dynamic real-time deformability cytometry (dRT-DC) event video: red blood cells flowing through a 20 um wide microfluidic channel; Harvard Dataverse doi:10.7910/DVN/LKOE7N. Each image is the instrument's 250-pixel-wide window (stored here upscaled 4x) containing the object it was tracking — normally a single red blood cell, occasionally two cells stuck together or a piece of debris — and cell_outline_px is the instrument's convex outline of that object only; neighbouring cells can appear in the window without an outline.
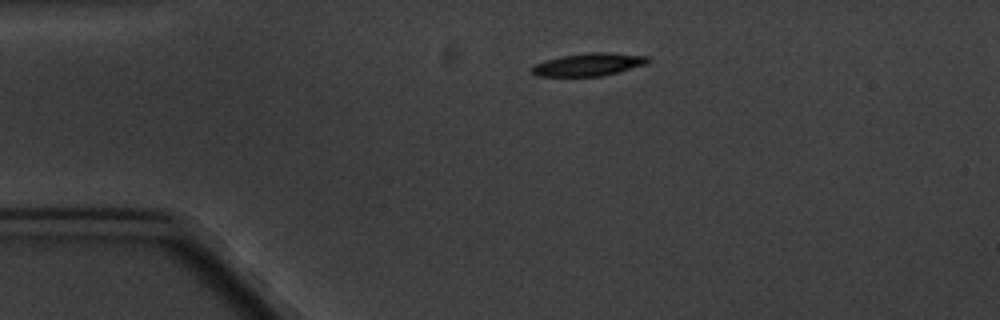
{"species": "common noctule bat (a hibernating species)", "species_latin": "Nyctalus noctula", "temperature_condition": "cold", "stored_images_in_passage": 6, "segment_of_instrument_passage": [2, 2], "camera_frame_rate_fps": 3000, "um_per_image_px": 0.085, "animal": {"sex": "male", "body_mass_g": 20.1, "forearm_length_mm": 53.5}, "frame": {"image": 1, "passage_image": 6, "time_ms": 6.667, "image_size_px": [1000, 320], "cell_outline_px": [[652, 60], [648, 64], [600, 76], [536, 76], [532, 72], [532, 64], [560, 56], [588, 52], [612, 52], [648, 56]], "centroid_in_image_um": [50.05, 5.46], "position_along_channel_um": 34.9, "area_um2": 15.55}}